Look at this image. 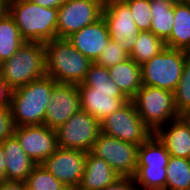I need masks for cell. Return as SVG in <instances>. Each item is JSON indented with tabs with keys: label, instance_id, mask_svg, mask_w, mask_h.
<instances>
[{
	"label": "cell",
	"instance_id": "obj_1",
	"mask_svg": "<svg viewBox=\"0 0 190 190\" xmlns=\"http://www.w3.org/2000/svg\"><path fill=\"white\" fill-rule=\"evenodd\" d=\"M77 86L81 110L99 122L129 101L112 81L108 68L99 66L95 62L90 65L84 81Z\"/></svg>",
	"mask_w": 190,
	"mask_h": 190
},
{
	"label": "cell",
	"instance_id": "obj_2",
	"mask_svg": "<svg viewBox=\"0 0 190 190\" xmlns=\"http://www.w3.org/2000/svg\"><path fill=\"white\" fill-rule=\"evenodd\" d=\"M57 82L45 75L11 92L10 108L15 127L42 125L53 86Z\"/></svg>",
	"mask_w": 190,
	"mask_h": 190
},
{
	"label": "cell",
	"instance_id": "obj_3",
	"mask_svg": "<svg viewBox=\"0 0 190 190\" xmlns=\"http://www.w3.org/2000/svg\"><path fill=\"white\" fill-rule=\"evenodd\" d=\"M7 12L25 41L45 43L57 38V8H47L29 0H8Z\"/></svg>",
	"mask_w": 190,
	"mask_h": 190
},
{
	"label": "cell",
	"instance_id": "obj_4",
	"mask_svg": "<svg viewBox=\"0 0 190 190\" xmlns=\"http://www.w3.org/2000/svg\"><path fill=\"white\" fill-rule=\"evenodd\" d=\"M44 44L46 75L58 83L81 84L93 63L76 50L67 38H54Z\"/></svg>",
	"mask_w": 190,
	"mask_h": 190
},
{
	"label": "cell",
	"instance_id": "obj_5",
	"mask_svg": "<svg viewBox=\"0 0 190 190\" xmlns=\"http://www.w3.org/2000/svg\"><path fill=\"white\" fill-rule=\"evenodd\" d=\"M0 74L12 90L44 77L46 75L44 44L24 41L14 55L0 64Z\"/></svg>",
	"mask_w": 190,
	"mask_h": 190
},
{
	"label": "cell",
	"instance_id": "obj_6",
	"mask_svg": "<svg viewBox=\"0 0 190 190\" xmlns=\"http://www.w3.org/2000/svg\"><path fill=\"white\" fill-rule=\"evenodd\" d=\"M170 154L153 133L138 148L134 180L139 190H165Z\"/></svg>",
	"mask_w": 190,
	"mask_h": 190
},
{
	"label": "cell",
	"instance_id": "obj_7",
	"mask_svg": "<svg viewBox=\"0 0 190 190\" xmlns=\"http://www.w3.org/2000/svg\"><path fill=\"white\" fill-rule=\"evenodd\" d=\"M189 55L184 50L165 47L140 66L142 85L173 92L181 79L184 62Z\"/></svg>",
	"mask_w": 190,
	"mask_h": 190
},
{
	"label": "cell",
	"instance_id": "obj_8",
	"mask_svg": "<svg viewBox=\"0 0 190 190\" xmlns=\"http://www.w3.org/2000/svg\"><path fill=\"white\" fill-rule=\"evenodd\" d=\"M132 101L140 118L153 133L161 126L180 117L171 91L142 85Z\"/></svg>",
	"mask_w": 190,
	"mask_h": 190
},
{
	"label": "cell",
	"instance_id": "obj_9",
	"mask_svg": "<svg viewBox=\"0 0 190 190\" xmlns=\"http://www.w3.org/2000/svg\"><path fill=\"white\" fill-rule=\"evenodd\" d=\"M100 126L101 133L137 146H140L153 134L140 118L132 100L103 119Z\"/></svg>",
	"mask_w": 190,
	"mask_h": 190
},
{
	"label": "cell",
	"instance_id": "obj_10",
	"mask_svg": "<svg viewBox=\"0 0 190 190\" xmlns=\"http://www.w3.org/2000/svg\"><path fill=\"white\" fill-rule=\"evenodd\" d=\"M139 146L101 133L91 153L104 159L120 177H134Z\"/></svg>",
	"mask_w": 190,
	"mask_h": 190
},
{
	"label": "cell",
	"instance_id": "obj_11",
	"mask_svg": "<svg viewBox=\"0 0 190 190\" xmlns=\"http://www.w3.org/2000/svg\"><path fill=\"white\" fill-rule=\"evenodd\" d=\"M105 0H66L58 8L57 38H67L102 18Z\"/></svg>",
	"mask_w": 190,
	"mask_h": 190
},
{
	"label": "cell",
	"instance_id": "obj_12",
	"mask_svg": "<svg viewBox=\"0 0 190 190\" xmlns=\"http://www.w3.org/2000/svg\"><path fill=\"white\" fill-rule=\"evenodd\" d=\"M100 132V122L87 112L79 110L56 130L57 145L63 149L90 152Z\"/></svg>",
	"mask_w": 190,
	"mask_h": 190
},
{
	"label": "cell",
	"instance_id": "obj_13",
	"mask_svg": "<svg viewBox=\"0 0 190 190\" xmlns=\"http://www.w3.org/2000/svg\"><path fill=\"white\" fill-rule=\"evenodd\" d=\"M102 17L107 24L110 39L130 55L136 35L140 32L130 8L122 0H105Z\"/></svg>",
	"mask_w": 190,
	"mask_h": 190
},
{
	"label": "cell",
	"instance_id": "obj_14",
	"mask_svg": "<svg viewBox=\"0 0 190 190\" xmlns=\"http://www.w3.org/2000/svg\"><path fill=\"white\" fill-rule=\"evenodd\" d=\"M14 136L36 164H42L58 148L56 130L44 124L15 127Z\"/></svg>",
	"mask_w": 190,
	"mask_h": 190
},
{
	"label": "cell",
	"instance_id": "obj_15",
	"mask_svg": "<svg viewBox=\"0 0 190 190\" xmlns=\"http://www.w3.org/2000/svg\"><path fill=\"white\" fill-rule=\"evenodd\" d=\"M47 106L44 125L57 130L81 110L80 94L75 84L56 83Z\"/></svg>",
	"mask_w": 190,
	"mask_h": 190
},
{
	"label": "cell",
	"instance_id": "obj_16",
	"mask_svg": "<svg viewBox=\"0 0 190 190\" xmlns=\"http://www.w3.org/2000/svg\"><path fill=\"white\" fill-rule=\"evenodd\" d=\"M87 152L57 148L42 165L66 187L77 188L85 170Z\"/></svg>",
	"mask_w": 190,
	"mask_h": 190
},
{
	"label": "cell",
	"instance_id": "obj_17",
	"mask_svg": "<svg viewBox=\"0 0 190 190\" xmlns=\"http://www.w3.org/2000/svg\"><path fill=\"white\" fill-rule=\"evenodd\" d=\"M71 45L85 57L95 62L110 41L107 24L103 17L67 37Z\"/></svg>",
	"mask_w": 190,
	"mask_h": 190
},
{
	"label": "cell",
	"instance_id": "obj_18",
	"mask_svg": "<svg viewBox=\"0 0 190 190\" xmlns=\"http://www.w3.org/2000/svg\"><path fill=\"white\" fill-rule=\"evenodd\" d=\"M154 134L170 156L188 158L190 154V117L180 116L158 128Z\"/></svg>",
	"mask_w": 190,
	"mask_h": 190
},
{
	"label": "cell",
	"instance_id": "obj_19",
	"mask_svg": "<svg viewBox=\"0 0 190 190\" xmlns=\"http://www.w3.org/2000/svg\"><path fill=\"white\" fill-rule=\"evenodd\" d=\"M6 159L5 175L8 181H25L36 163L23 151L13 135L0 143Z\"/></svg>",
	"mask_w": 190,
	"mask_h": 190
},
{
	"label": "cell",
	"instance_id": "obj_20",
	"mask_svg": "<svg viewBox=\"0 0 190 190\" xmlns=\"http://www.w3.org/2000/svg\"><path fill=\"white\" fill-rule=\"evenodd\" d=\"M119 177L104 159L87 152L85 170L77 190H103Z\"/></svg>",
	"mask_w": 190,
	"mask_h": 190
},
{
	"label": "cell",
	"instance_id": "obj_21",
	"mask_svg": "<svg viewBox=\"0 0 190 190\" xmlns=\"http://www.w3.org/2000/svg\"><path fill=\"white\" fill-rule=\"evenodd\" d=\"M108 70L112 81L129 100H132L142 87L140 65L129 57L117 65L110 66Z\"/></svg>",
	"mask_w": 190,
	"mask_h": 190
},
{
	"label": "cell",
	"instance_id": "obj_22",
	"mask_svg": "<svg viewBox=\"0 0 190 190\" xmlns=\"http://www.w3.org/2000/svg\"><path fill=\"white\" fill-rule=\"evenodd\" d=\"M166 47L190 53V0L174 4V22Z\"/></svg>",
	"mask_w": 190,
	"mask_h": 190
},
{
	"label": "cell",
	"instance_id": "obj_23",
	"mask_svg": "<svg viewBox=\"0 0 190 190\" xmlns=\"http://www.w3.org/2000/svg\"><path fill=\"white\" fill-rule=\"evenodd\" d=\"M150 8L152 12L150 31L165 41L173 28L174 4L166 0H150Z\"/></svg>",
	"mask_w": 190,
	"mask_h": 190
},
{
	"label": "cell",
	"instance_id": "obj_24",
	"mask_svg": "<svg viewBox=\"0 0 190 190\" xmlns=\"http://www.w3.org/2000/svg\"><path fill=\"white\" fill-rule=\"evenodd\" d=\"M24 41L14 19L6 12L0 18V64L14 55Z\"/></svg>",
	"mask_w": 190,
	"mask_h": 190
},
{
	"label": "cell",
	"instance_id": "obj_25",
	"mask_svg": "<svg viewBox=\"0 0 190 190\" xmlns=\"http://www.w3.org/2000/svg\"><path fill=\"white\" fill-rule=\"evenodd\" d=\"M166 47L165 41L151 31H140L129 57L140 66L159 54Z\"/></svg>",
	"mask_w": 190,
	"mask_h": 190
},
{
	"label": "cell",
	"instance_id": "obj_26",
	"mask_svg": "<svg viewBox=\"0 0 190 190\" xmlns=\"http://www.w3.org/2000/svg\"><path fill=\"white\" fill-rule=\"evenodd\" d=\"M165 190H190V163L187 158L170 156Z\"/></svg>",
	"mask_w": 190,
	"mask_h": 190
},
{
	"label": "cell",
	"instance_id": "obj_27",
	"mask_svg": "<svg viewBox=\"0 0 190 190\" xmlns=\"http://www.w3.org/2000/svg\"><path fill=\"white\" fill-rule=\"evenodd\" d=\"M174 105L180 116H190V55L184 62L180 81L173 91Z\"/></svg>",
	"mask_w": 190,
	"mask_h": 190
},
{
	"label": "cell",
	"instance_id": "obj_28",
	"mask_svg": "<svg viewBox=\"0 0 190 190\" xmlns=\"http://www.w3.org/2000/svg\"><path fill=\"white\" fill-rule=\"evenodd\" d=\"M28 190H63L66 188L42 164H36L25 180Z\"/></svg>",
	"mask_w": 190,
	"mask_h": 190
},
{
	"label": "cell",
	"instance_id": "obj_29",
	"mask_svg": "<svg viewBox=\"0 0 190 190\" xmlns=\"http://www.w3.org/2000/svg\"><path fill=\"white\" fill-rule=\"evenodd\" d=\"M129 8L140 31H150L152 12L150 0H122Z\"/></svg>",
	"mask_w": 190,
	"mask_h": 190
},
{
	"label": "cell",
	"instance_id": "obj_30",
	"mask_svg": "<svg viewBox=\"0 0 190 190\" xmlns=\"http://www.w3.org/2000/svg\"><path fill=\"white\" fill-rule=\"evenodd\" d=\"M128 58L129 55L121 48V46L116 41L110 39L95 63L99 66L109 68L110 66L117 65Z\"/></svg>",
	"mask_w": 190,
	"mask_h": 190
},
{
	"label": "cell",
	"instance_id": "obj_31",
	"mask_svg": "<svg viewBox=\"0 0 190 190\" xmlns=\"http://www.w3.org/2000/svg\"><path fill=\"white\" fill-rule=\"evenodd\" d=\"M14 121L10 106L0 107V143L14 135Z\"/></svg>",
	"mask_w": 190,
	"mask_h": 190
},
{
	"label": "cell",
	"instance_id": "obj_32",
	"mask_svg": "<svg viewBox=\"0 0 190 190\" xmlns=\"http://www.w3.org/2000/svg\"><path fill=\"white\" fill-rule=\"evenodd\" d=\"M103 190H139L133 177H119Z\"/></svg>",
	"mask_w": 190,
	"mask_h": 190
},
{
	"label": "cell",
	"instance_id": "obj_33",
	"mask_svg": "<svg viewBox=\"0 0 190 190\" xmlns=\"http://www.w3.org/2000/svg\"><path fill=\"white\" fill-rule=\"evenodd\" d=\"M12 89L3 80L0 74V107L10 106Z\"/></svg>",
	"mask_w": 190,
	"mask_h": 190
},
{
	"label": "cell",
	"instance_id": "obj_34",
	"mask_svg": "<svg viewBox=\"0 0 190 190\" xmlns=\"http://www.w3.org/2000/svg\"><path fill=\"white\" fill-rule=\"evenodd\" d=\"M25 181H6L0 185V190H26Z\"/></svg>",
	"mask_w": 190,
	"mask_h": 190
},
{
	"label": "cell",
	"instance_id": "obj_35",
	"mask_svg": "<svg viewBox=\"0 0 190 190\" xmlns=\"http://www.w3.org/2000/svg\"><path fill=\"white\" fill-rule=\"evenodd\" d=\"M47 8H59L66 0H29Z\"/></svg>",
	"mask_w": 190,
	"mask_h": 190
},
{
	"label": "cell",
	"instance_id": "obj_36",
	"mask_svg": "<svg viewBox=\"0 0 190 190\" xmlns=\"http://www.w3.org/2000/svg\"><path fill=\"white\" fill-rule=\"evenodd\" d=\"M6 159L2 145L0 144V185L7 181L6 175Z\"/></svg>",
	"mask_w": 190,
	"mask_h": 190
},
{
	"label": "cell",
	"instance_id": "obj_37",
	"mask_svg": "<svg viewBox=\"0 0 190 190\" xmlns=\"http://www.w3.org/2000/svg\"><path fill=\"white\" fill-rule=\"evenodd\" d=\"M8 0H0V18L7 12Z\"/></svg>",
	"mask_w": 190,
	"mask_h": 190
},
{
	"label": "cell",
	"instance_id": "obj_38",
	"mask_svg": "<svg viewBox=\"0 0 190 190\" xmlns=\"http://www.w3.org/2000/svg\"><path fill=\"white\" fill-rule=\"evenodd\" d=\"M166 1H169V2H171V3H173V4H177V3L187 2V1H189V0H166Z\"/></svg>",
	"mask_w": 190,
	"mask_h": 190
},
{
	"label": "cell",
	"instance_id": "obj_39",
	"mask_svg": "<svg viewBox=\"0 0 190 190\" xmlns=\"http://www.w3.org/2000/svg\"><path fill=\"white\" fill-rule=\"evenodd\" d=\"M63 190H77V188H73V187H66L65 189Z\"/></svg>",
	"mask_w": 190,
	"mask_h": 190
}]
</instances>
